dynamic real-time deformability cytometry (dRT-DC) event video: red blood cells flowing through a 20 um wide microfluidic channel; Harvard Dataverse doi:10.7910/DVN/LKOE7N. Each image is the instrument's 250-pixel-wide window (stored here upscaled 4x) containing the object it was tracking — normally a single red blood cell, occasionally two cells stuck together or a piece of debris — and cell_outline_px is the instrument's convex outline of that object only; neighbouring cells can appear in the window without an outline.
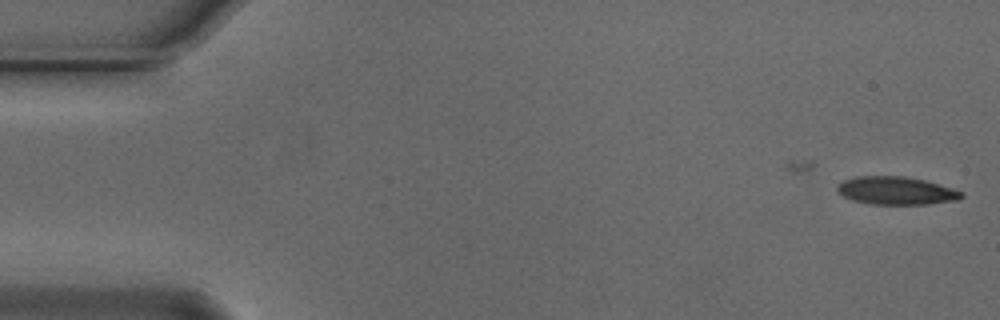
{"species": "Egyptian fruit bat (a non-hibernating species)", "species_latin": "Rousettus aegyptiacus", "temperature_condition": "cold", "stored_images_in_passage": 7, "camera_frame_rate_fps": 3000, "um_per_image_px": 0.085, "animal": {"sex": "male"}, "frame": {"image": 1, "passage_image": 7, "time_ms": 2.0, "image_size_px": [1000, 320], "cell_outline_px": [[964, 196], [960, 200], [928, 204], [872, 204], [852, 200], [836, 192], [836, 184], [844, 180], [856, 176], [904, 176], [924, 180], [952, 188], [964, 192]], "centroid_in_image_um": [76.17, 16.21], "position_along_channel_um": 8.8, "area_um2": 20.4}}